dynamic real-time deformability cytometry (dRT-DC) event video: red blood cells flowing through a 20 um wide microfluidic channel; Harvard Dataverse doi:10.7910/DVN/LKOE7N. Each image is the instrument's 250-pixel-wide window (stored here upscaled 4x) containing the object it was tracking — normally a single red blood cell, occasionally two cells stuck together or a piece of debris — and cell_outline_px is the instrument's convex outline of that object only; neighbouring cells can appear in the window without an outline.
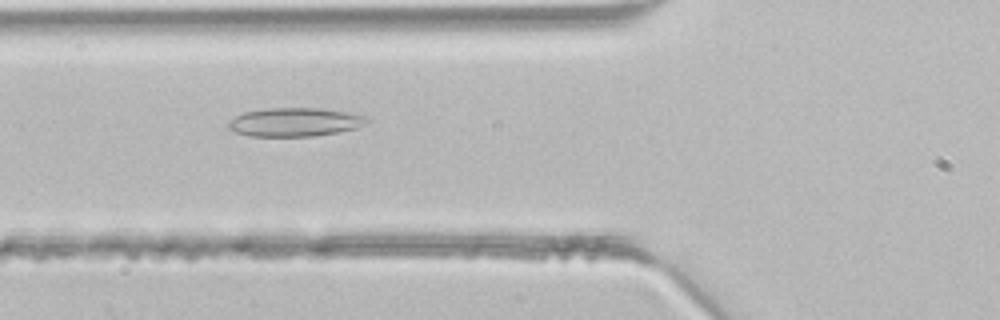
{"species": "common noctule bat (a hibernating species)", "species_latin": "Nyctalus noctula", "temperature_condition": "room temperature", "stored_images_in_passage": 4, "camera_frame_rate_fps": 3000, "um_per_image_px": 0.085, "animal": {"sex": "male", "body_mass_g": 21.5, "forearm_length_mm": 52.0}, "frame": {"image": 1, "passage_image": 4, "time_ms": 1.0, "image_size_px": [1000, 320], "cell_outline_px": [[368, 120], [364, 124], [356, 128], [336, 132], [312, 136], [248, 136], [236, 132], [228, 128], [228, 120], [244, 112], [264, 108], [320, 108], [344, 112], [364, 116]], "centroid_in_image_um": [24.98, 10.37], "position_along_channel_um": 100.8, "area_um2": 22.89}}